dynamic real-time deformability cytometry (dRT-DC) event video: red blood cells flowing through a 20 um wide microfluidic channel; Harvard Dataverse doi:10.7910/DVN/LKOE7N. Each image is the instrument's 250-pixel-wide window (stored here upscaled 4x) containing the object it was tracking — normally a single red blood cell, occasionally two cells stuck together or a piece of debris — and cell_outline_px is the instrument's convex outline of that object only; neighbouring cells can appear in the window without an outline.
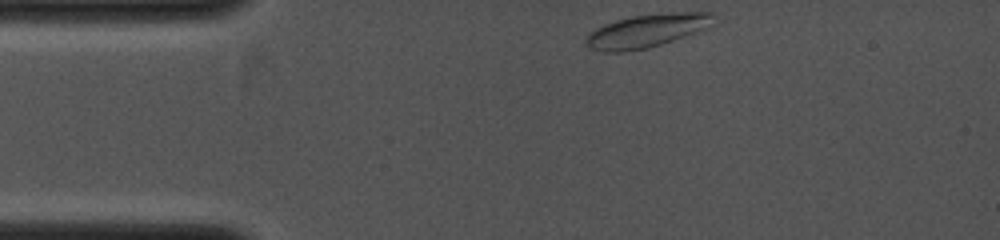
{"species": "common noctule bat (a hibernating species)", "species_latin": "Nyctalus noctula", "temperature_condition": "cold", "stored_images_in_passage": 14, "camera_frame_rate_fps": 4000, "um_per_image_px": 0.085, "animal": {"sex": "female", "body_mass_g": 19.0, "forearm_length_mm": 53.3}, "frame": {"image": 1, "passage_image": 1, "time_ms": 0.0, "image_size_px": [1000, 240], "cell_outline_px": [[716, 12], [712, 28], [648, 48], [624, 52], [604, 52], [592, 48], [584, 44], [584, 40], [588, 32], [604, 24], [616, 20], [632, 16], [672, 12]], "centroid_in_image_um": [55.03, 2.61], "position_along_channel_um": 30.0, "area_um2": 25.2}}
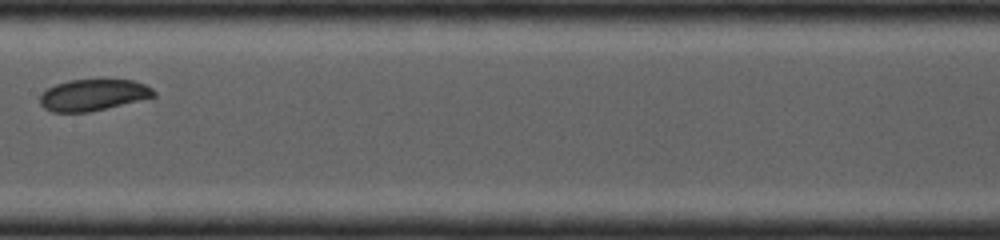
{"frame": {"image": 2, "passage_image": 11, "time_ms": 4.25, "image_size_px": [1000, 240], "cell_outline_px": [[156, 96], [88, 112], [52, 112], [44, 108], [40, 104], [40, 96], [48, 88], [56, 84], [72, 80], [132, 80], [144, 84], [152, 88], [156, 92]], "centroid_in_image_um": [7.91, 8.07], "position_along_channel_um": 199.5, "area_um2": 20.52}}
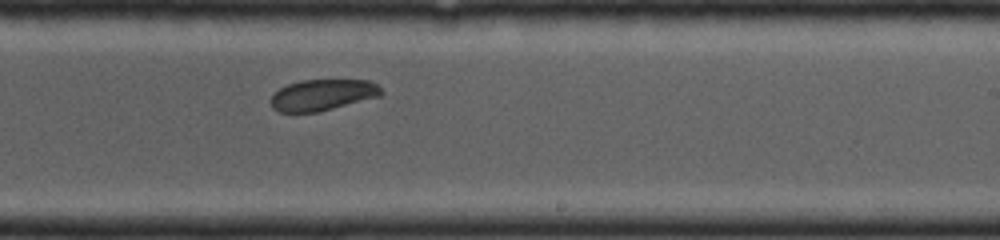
{"frame": {"image": 3, "passage_image": 14, "time_ms": 5.5, "image_size_px": [1000, 240], "cell_outline_px": [[384, 92], [380, 96], [316, 112], [280, 112], [272, 104], [272, 96], [280, 88], [288, 84], [304, 80], [368, 80], [376, 84]], "centroid_in_image_um": [27.45, 8.05], "position_along_channel_um": 261.5, "area_um2": 19.59}}